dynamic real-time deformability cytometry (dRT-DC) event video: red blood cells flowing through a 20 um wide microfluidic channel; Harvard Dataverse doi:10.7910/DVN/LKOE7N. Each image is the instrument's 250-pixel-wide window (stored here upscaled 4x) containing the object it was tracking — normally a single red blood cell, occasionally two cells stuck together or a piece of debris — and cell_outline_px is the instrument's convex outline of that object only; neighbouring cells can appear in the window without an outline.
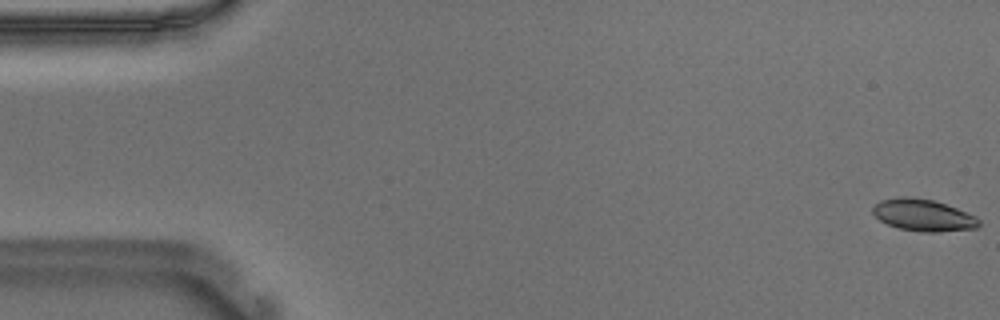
{"species": "Egyptian fruit bat (a non-hibernating species)", "species_latin": "Rousettus aegyptiacus", "temperature_condition": "warm", "stored_images_in_passage": 56, "camera_frame_rate_fps": 3000, "um_per_image_px": 0.085, "animal": {"sex": "male"}, "frame": {"image": 1, "passage_image": 1, "time_ms": 0.0, "image_size_px": [1000, 320], "cell_outline_px": [[980, 224], [976, 228], [936, 232], [920, 232], [900, 228], [888, 224], [880, 220], [872, 212], [872, 208], [880, 200], [904, 196], [932, 200], [956, 208], [976, 216], [980, 220]], "centroid_in_image_um": [78.47, 18.29], "position_along_channel_um": 6.5, "area_um2": 19.48}}
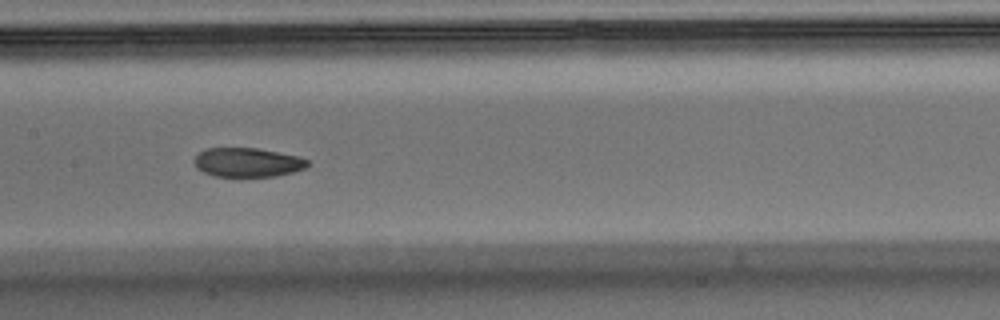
{"frame": {"image": 2, "passage_image": 27, "time_ms": 8.667, "image_size_px": [1000, 320], "cell_outline_px": [[308, 164], [304, 168], [292, 172], [276, 176], [212, 176], [196, 168], [192, 160], [200, 152], [208, 148], [256, 148], [300, 156], [308, 160]], "centroid_in_image_um": [21.01, 13.8], "position_along_channel_um": 186.4, "area_um2": 19.19}}
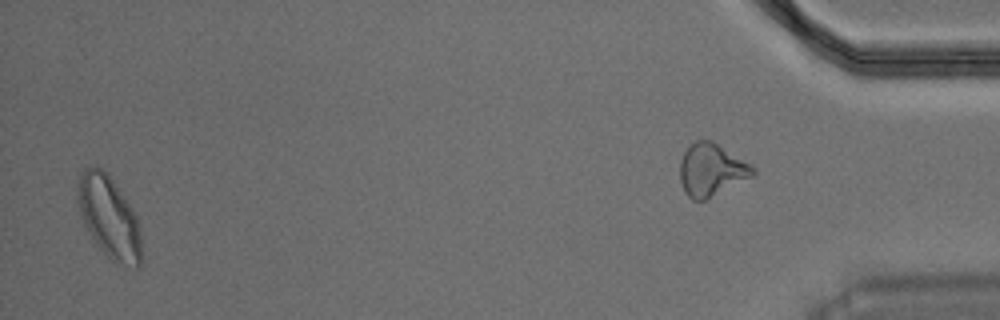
{"frame": {"image": 3, "passage_image": 54, "time_ms": 17.667, "image_size_px": [1000, 320], "cell_outline_px": [[140, 268], [136, 268], [116, 264], [100, 248], [84, 224], [80, 216], [76, 200], [76, 180], [80, 172], [96, 164], [108, 172], [132, 208], [136, 216], [140, 228]], "centroid_in_image_um": [9.23, 18.4], "position_along_channel_um": 426.0, "area_um2": 30.87}, "authors_computed_cell_mechanics": {"area_um2": 20.6057, "velocity_mm_per_s": 3.6688, "shape_relaxation_time_tau1_ms": 3.8963, "shape_relaxation_time_tau2_ms": 6.5497, "deformation_change_tau1": 0.1192, "deformation_change_tau2": 0.1035}}